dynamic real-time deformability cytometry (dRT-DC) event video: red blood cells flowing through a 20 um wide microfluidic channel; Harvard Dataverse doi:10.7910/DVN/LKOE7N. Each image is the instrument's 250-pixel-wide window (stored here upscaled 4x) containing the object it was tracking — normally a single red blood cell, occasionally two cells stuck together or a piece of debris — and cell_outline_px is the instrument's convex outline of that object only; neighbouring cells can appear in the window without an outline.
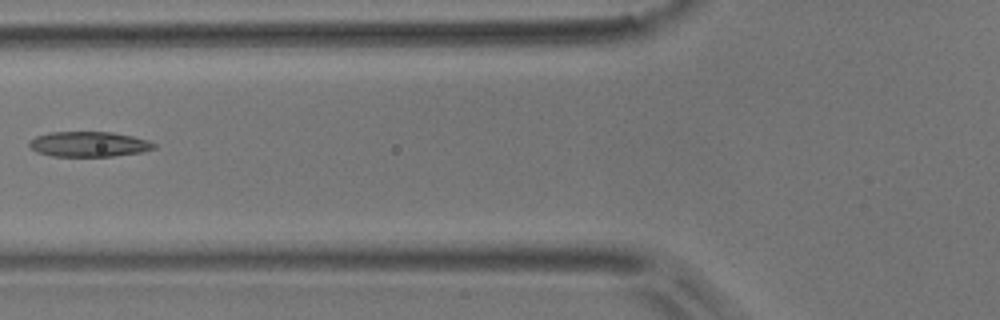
{"species": "common noctule bat (a hibernating species)", "species_latin": "Nyctalus noctula", "temperature_condition": "room temperature", "stored_images_in_passage": 4, "camera_frame_rate_fps": 3000, "um_per_image_px": 0.085, "animal": {"sex": "male", "body_mass_g": 17.9}, "frame": {"image": 1, "passage_image": 4, "time_ms": 1.0, "image_size_px": [1000, 320], "cell_outline_px": [[156, 148], [140, 152], [112, 156], [52, 156], [36, 152], [28, 144], [28, 140], [36, 136], [48, 132], [112, 132], [132, 136], [148, 140], [156, 144]], "centroid_in_image_um": [7.52, 12.25], "position_along_channel_um": 118.3, "area_um2": 18.32}}